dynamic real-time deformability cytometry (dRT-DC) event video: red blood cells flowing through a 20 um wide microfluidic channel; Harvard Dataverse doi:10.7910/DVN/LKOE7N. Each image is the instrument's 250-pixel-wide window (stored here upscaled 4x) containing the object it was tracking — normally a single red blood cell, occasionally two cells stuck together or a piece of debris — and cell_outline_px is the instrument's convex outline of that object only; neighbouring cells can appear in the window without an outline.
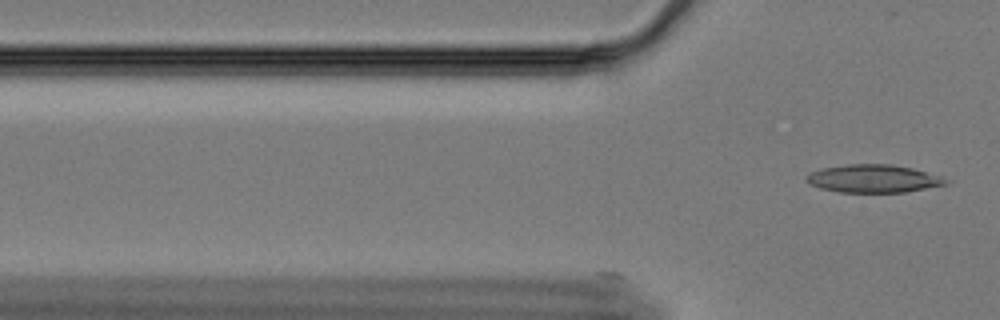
{"species": "Egyptian fruit bat (a non-hibernating species)", "species_latin": "Rousettus aegyptiacus", "temperature_condition": "cold", "stored_images_in_passage": 17, "camera_frame_rate_fps": 3000, "um_per_image_px": 0.085, "animal": {"sex": "female"}, "frame": {"image": 1, "passage_image": 17, "time_ms": 5.333, "image_size_px": [1000, 320], "cell_outline_px": [[948, 180], [944, 184], [904, 192], [840, 192], [820, 188], [804, 180], [804, 176], [820, 168], [848, 164], [892, 164], [912, 168], [940, 176]], "centroid_in_image_um": [74.16, 15.17], "position_along_channel_um": 51.6, "area_um2": 22.43}}